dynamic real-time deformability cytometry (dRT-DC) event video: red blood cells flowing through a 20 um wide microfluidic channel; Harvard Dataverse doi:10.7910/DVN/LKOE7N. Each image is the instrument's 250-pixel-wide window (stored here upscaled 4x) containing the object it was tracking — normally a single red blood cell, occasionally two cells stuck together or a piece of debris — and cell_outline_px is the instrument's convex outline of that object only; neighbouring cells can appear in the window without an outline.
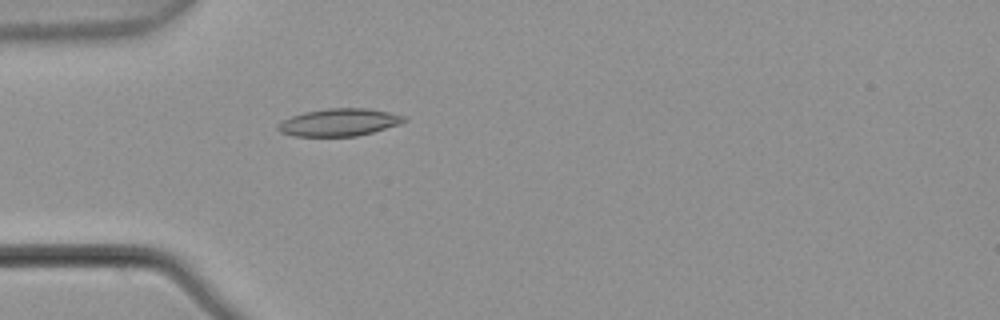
{"species": "common noctule bat (a hibernating species)", "species_latin": "Nyctalus noctula", "temperature_condition": "warm", "stored_images_in_passage": 1, "camera_frame_rate_fps": 3000, "um_per_image_px": 0.085, "animal": {"sex": "male", "body_mass_g": 21.5, "forearm_length_mm": 52.0}, "frame": {"image": 1, "passage_image": 1, "time_ms": 0.0, "image_size_px": [1000, 320], "cell_outline_px": [[408, 120], [400, 124], [372, 132], [356, 136], [292, 136], [280, 132], [276, 128], [276, 124], [292, 116], [304, 112], [328, 108], [364, 108], [388, 112], [408, 116]], "centroid_in_image_um": [28.83, 10.4], "position_along_channel_um": 56.2, "area_um2": 20.23}}